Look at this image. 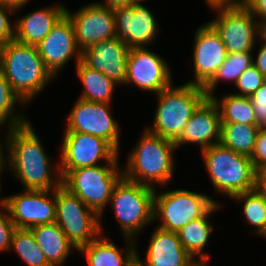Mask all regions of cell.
I'll return each instance as SVG.
<instances>
[{
  "label": "cell",
  "mask_w": 266,
  "mask_h": 266,
  "mask_svg": "<svg viewBox=\"0 0 266 266\" xmlns=\"http://www.w3.org/2000/svg\"><path fill=\"white\" fill-rule=\"evenodd\" d=\"M6 135L5 145L0 140V163L13 172L24 190H53L62 185L60 167L52 164L30 121L8 128Z\"/></svg>",
  "instance_id": "1"
},
{
  "label": "cell",
  "mask_w": 266,
  "mask_h": 266,
  "mask_svg": "<svg viewBox=\"0 0 266 266\" xmlns=\"http://www.w3.org/2000/svg\"><path fill=\"white\" fill-rule=\"evenodd\" d=\"M0 71L25 105L54 78L46 69L37 46L15 39L0 46Z\"/></svg>",
  "instance_id": "2"
},
{
  "label": "cell",
  "mask_w": 266,
  "mask_h": 266,
  "mask_svg": "<svg viewBox=\"0 0 266 266\" xmlns=\"http://www.w3.org/2000/svg\"><path fill=\"white\" fill-rule=\"evenodd\" d=\"M176 149L175 142L145 129L128 154L126 169H122L123 177L154 189L155 185H167L174 176Z\"/></svg>",
  "instance_id": "3"
},
{
  "label": "cell",
  "mask_w": 266,
  "mask_h": 266,
  "mask_svg": "<svg viewBox=\"0 0 266 266\" xmlns=\"http://www.w3.org/2000/svg\"><path fill=\"white\" fill-rule=\"evenodd\" d=\"M157 108L149 132L176 142L198 106L207 98L203 87L185 83L179 87L171 84L157 93Z\"/></svg>",
  "instance_id": "4"
},
{
  "label": "cell",
  "mask_w": 266,
  "mask_h": 266,
  "mask_svg": "<svg viewBox=\"0 0 266 266\" xmlns=\"http://www.w3.org/2000/svg\"><path fill=\"white\" fill-rule=\"evenodd\" d=\"M217 193L233 196L255 189V168L250 157L220 142L200 151Z\"/></svg>",
  "instance_id": "5"
},
{
  "label": "cell",
  "mask_w": 266,
  "mask_h": 266,
  "mask_svg": "<svg viewBox=\"0 0 266 266\" xmlns=\"http://www.w3.org/2000/svg\"><path fill=\"white\" fill-rule=\"evenodd\" d=\"M60 173L62 186L78 196L100 219L104 208L110 202L115 185L123 177L119 163L83 167Z\"/></svg>",
  "instance_id": "6"
},
{
  "label": "cell",
  "mask_w": 266,
  "mask_h": 266,
  "mask_svg": "<svg viewBox=\"0 0 266 266\" xmlns=\"http://www.w3.org/2000/svg\"><path fill=\"white\" fill-rule=\"evenodd\" d=\"M155 189L122 177L115 185L109 204L124 238L137 240L136 234L154 221Z\"/></svg>",
  "instance_id": "7"
},
{
  "label": "cell",
  "mask_w": 266,
  "mask_h": 266,
  "mask_svg": "<svg viewBox=\"0 0 266 266\" xmlns=\"http://www.w3.org/2000/svg\"><path fill=\"white\" fill-rule=\"evenodd\" d=\"M154 193V220L161 218L160 229L178 232L193 220L204 216L218 201L208 195L176 189Z\"/></svg>",
  "instance_id": "8"
},
{
  "label": "cell",
  "mask_w": 266,
  "mask_h": 266,
  "mask_svg": "<svg viewBox=\"0 0 266 266\" xmlns=\"http://www.w3.org/2000/svg\"><path fill=\"white\" fill-rule=\"evenodd\" d=\"M55 198V223L77 249L89 244L104 231L102 219L62 185L55 189Z\"/></svg>",
  "instance_id": "9"
},
{
  "label": "cell",
  "mask_w": 266,
  "mask_h": 266,
  "mask_svg": "<svg viewBox=\"0 0 266 266\" xmlns=\"http://www.w3.org/2000/svg\"><path fill=\"white\" fill-rule=\"evenodd\" d=\"M217 17L208 23L219 34L227 53L252 51L257 37L256 17L241 3L212 7Z\"/></svg>",
  "instance_id": "10"
},
{
  "label": "cell",
  "mask_w": 266,
  "mask_h": 266,
  "mask_svg": "<svg viewBox=\"0 0 266 266\" xmlns=\"http://www.w3.org/2000/svg\"><path fill=\"white\" fill-rule=\"evenodd\" d=\"M60 171L118 163L119 153L104 139L87 133L64 132L61 144Z\"/></svg>",
  "instance_id": "11"
},
{
  "label": "cell",
  "mask_w": 266,
  "mask_h": 266,
  "mask_svg": "<svg viewBox=\"0 0 266 266\" xmlns=\"http://www.w3.org/2000/svg\"><path fill=\"white\" fill-rule=\"evenodd\" d=\"M111 104L79 99L67 116L64 132H80L106 140L119 153L120 128L110 112Z\"/></svg>",
  "instance_id": "12"
},
{
  "label": "cell",
  "mask_w": 266,
  "mask_h": 266,
  "mask_svg": "<svg viewBox=\"0 0 266 266\" xmlns=\"http://www.w3.org/2000/svg\"><path fill=\"white\" fill-rule=\"evenodd\" d=\"M172 72L166 60L146 47L130 48L124 85L140 90L161 92L172 84Z\"/></svg>",
  "instance_id": "13"
},
{
  "label": "cell",
  "mask_w": 266,
  "mask_h": 266,
  "mask_svg": "<svg viewBox=\"0 0 266 266\" xmlns=\"http://www.w3.org/2000/svg\"><path fill=\"white\" fill-rule=\"evenodd\" d=\"M7 210L17 229L53 223L56 220L55 189L25 190L8 196Z\"/></svg>",
  "instance_id": "14"
},
{
  "label": "cell",
  "mask_w": 266,
  "mask_h": 266,
  "mask_svg": "<svg viewBox=\"0 0 266 266\" xmlns=\"http://www.w3.org/2000/svg\"><path fill=\"white\" fill-rule=\"evenodd\" d=\"M66 15L73 24L76 43L81 52L97 42L116 37L115 13L112 7L93 2L73 14L66 8Z\"/></svg>",
  "instance_id": "15"
},
{
  "label": "cell",
  "mask_w": 266,
  "mask_h": 266,
  "mask_svg": "<svg viewBox=\"0 0 266 266\" xmlns=\"http://www.w3.org/2000/svg\"><path fill=\"white\" fill-rule=\"evenodd\" d=\"M115 35L129 48L147 47L154 41L158 32V23L153 12L140 2L116 6Z\"/></svg>",
  "instance_id": "16"
},
{
  "label": "cell",
  "mask_w": 266,
  "mask_h": 266,
  "mask_svg": "<svg viewBox=\"0 0 266 266\" xmlns=\"http://www.w3.org/2000/svg\"><path fill=\"white\" fill-rule=\"evenodd\" d=\"M37 49L46 69L53 77H57L60 70L73 56L76 64L81 60V51L76 43L74 27L66 14L37 45Z\"/></svg>",
  "instance_id": "17"
},
{
  "label": "cell",
  "mask_w": 266,
  "mask_h": 266,
  "mask_svg": "<svg viewBox=\"0 0 266 266\" xmlns=\"http://www.w3.org/2000/svg\"><path fill=\"white\" fill-rule=\"evenodd\" d=\"M194 35V78L186 83L204 87L225 61L227 51L219 34L208 22Z\"/></svg>",
  "instance_id": "18"
},
{
  "label": "cell",
  "mask_w": 266,
  "mask_h": 266,
  "mask_svg": "<svg viewBox=\"0 0 266 266\" xmlns=\"http://www.w3.org/2000/svg\"><path fill=\"white\" fill-rule=\"evenodd\" d=\"M129 49L118 37H114L82 51L81 61L90 69L102 72L117 84L124 85Z\"/></svg>",
  "instance_id": "19"
},
{
  "label": "cell",
  "mask_w": 266,
  "mask_h": 266,
  "mask_svg": "<svg viewBox=\"0 0 266 266\" xmlns=\"http://www.w3.org/2000/svg\"><path fill=\"white\" fill-rule=\"evenodd\" d=\"M221 119L217 104L206 98L194 111L186 123L180 138L175 142L177 148L185 144H197L201 151L220 142Z\"/></svg>",
  "instance_id": "20"
},
{
  "label": "cell",
  "mask_w": 266,
  "mask_h": 266,
  "mask_svg": "<svg viewBox=\"0 0 266 266\" xmlns=\"http://www.w3.org/2000/svg\"><path fill=\"white\" fill-rule=\"evenodd\" d=\"M151 235L145 259L141 260L137 253L142 266H190L195 262L183 248L177 232L157 227Z\"/></svg>",
  "instance_id": "21"
},
{
  "label": "cell",
  "mask_w": 266,
  "mask_h": 266,
  "mask_svg": "<svg viewBox=\"0 0 266 266\" xmlns=\"http://www.w3.org/2000/svg\"><path fill=\"white\" fill-rule=\"evenodd\" d=\"M66 14V7L62 4L41 8L24 15L15 24V40L37 46Z\"/></svg>",
  "instance_id": "22"
},
{
  "label": "cell",
  "mask_w": 266,
  "mask_h": 266,
  "mask_svg": "<svg viewBox=\"0 0 266 266\" xmlns=\"http://www.w3.org/2000/svg\"><path fill=\"white\" fill-rule=\"evenodd\" d=\"M100 233L89 244L77 249L85 255L89 266H131L137 259L136 241L125 237L126 251L122 252L110 238ZM124 254V255H123Z\"/></svg>",
  "instance_id": "23"
},
{
  "label": "cell",
  "mask_w": 266,
  "mask_h": 266,
  "mask_svg": "<svg viewBox=\"0 0 266 266\" xmlns=\"http://www.w3.org/2000/svg\"><path fill=\"white\" fill-rule=\"evenodd\" d=\"M30 230L52 266H61L69 257L71 250H77L55 222L36 225Z\"/></svg>",
  "instance_id": "24"
},
{
  "label": "cell",
  "mask_w": 266,
  "mask_h": 266,
  "mask_svg": "<svg viewBox=\"0 0 266 266\" xmlns=\"http://www.w3.org/2000/svg\"><path fill=\"white\" fill-rule=\"evenodd\" d=\"M219 206H221L220 203H216L204 216L191 221L177 232L183 248L193 259L195 258V261L197 256L199 261H209L210 256L205 254L203 249L214 230L209 217Z\"/></svg>",
  "instance_id": "25"
},
{
  "label": "cell",
  "mask_w": 266,
  "mask_h": 266,
  "mask_svg": "<svg viewBox=\"0 0 266 266\" xmlns=\"http://www.w3.org/2000/svg\"><path fill=\"white\" fill-rule=\"evenodd\" d=\"M77 76L84 89L78 97L87 101L111 104L114 89L118 84L102 72L90 69L81 60L76 64Z\"/></svg>",
  "instance_id": "26"
},
{
  "label": "cell",
  "mask_w": 266,
  "mask_h": 266,
  "mask_svg": "<svg viewBox=\"0 0 266 266\" xmlns=\"http://www.w3.org/2000/svg\"><path fill=\"white\" fill-rule=\"evenodd\" d=\"M260 128L257 124L221 123L220 143L250 157Z\"/></svg>",
  "instance_id": "27"
},
{
  "label": "cell",
  "mask_w": 266,
  "mask_h": 266,
  "mask_svg": "<svg viewBox=\"0 0 266 266\" xmlns=\"http://www.w3.org/2000/svg\"><path fill=\"white\" fill-rule=\"evenodd\" d=\"M211 98L218 106L221 123L257 124L250 97L231 93L220 99L215 95Z\"/></svg>",
  "instance_id": "28"
},
{
  "label": "cell",
  "mask_w": 266,
  "mask_h": 266,
  "mask_svg": "<svg viewBox=\"0 0 266 266\" xmlns=\"http://www.w3.org/2000/svg\"><path fill=\"white\" fill-rule=\"evenodd\" d=\"M252 51L227 53L225 61L217 70L213 78L203 87L208 98L213 97L214 90L220 80L234 81L251 65H253Z\"/></svg>",
  "instance_id": "29"
},
{
  "label": "cell",
  "mask_w": 266,
  "mask_h": 266,
  "mask_svg": "<svg viewBox=\"0 0 266 266\" xmlns=\"http://www.w3.org/2000/svg\"><path fill=\"white\" fill-rule=\"evenodd\" d=\"M231 199L243 203L246 222L255 227L260 235L266 227V192L253 189L233 196Z\"/></svg>",
  "instance_id": "30"
},
{
  "label": "cell",
  "mask_w": 266,
  "mask_h": 266,
  "mask_svg": "<svg viewBox=\"0 0 266 266\" xmlns=\"http://www.w3.org/2000/svg\"><path fill=\"white\" fill-rule=\"evenodd\" d=\"M17 253L23 262L28 266H52L30 229H16L13 236L11 247Z\"/></svg>",
  "instance_id": "31"
},
{
  "label": "cell",
  "mask_w": 266,
  "mask_h": 266,
  "mask_svg": "<svg viewBox=\"0 0 266 266\" xmlns=\"http://www.w3.org/2000/svg\"><path fill=\"white\" fill-rule=\"evenodd\" d=\"M25 106L20 98L12 91L9 82L6 80L4 74L0 71V126L7 128L19 126L27 123L29 120L20 116L15 108L16 105ZM15 108V109H14ZM16 112H15V111ZM17 113V114H16Z\"/></svg>",
  "instance_id": "32"
},
{
  "label": "cell",
  "mask_w": 266,
  "mask_h": 266,
  "mask_svg": "<svg viewBox=\"0 0 266 266\" xmlns=\"http://www.w3.org/2000/svg\"><path fill=\"white\" fill-rule=\"evenodd\" d=\"M265 81L266 78L263 74L254 65H251L236 80L234 85L240 93L234 95L251 97Z\"/></svg>",
  "instance_id": "33"
},
{
  "label": "cell",
  "mask_w": 266,
  "mask_h": 266,
  "mask_svg": "<svg viewBox=\"0 0 266 266\" xmlns=\"http://www.w3.org/2000/svg\"><path fill=\"white\" fill-rule=\"evenodd\" d=\"M253 103L256 123L259 127H266V81L250 97Z\"/></svg>",
  "instance_id": "34"
},
{
  "label": "cell",
  "mask_w": 266,
  "mask_h": 266,
  "mask_svg": "<svg viewBox=\"0 0 266 266\" xmlns=\"http://www.w3.org/2000/svg\"><path fill=\"white\" fill-rule=\"evenodd\" d=\"M5 211L6 213L0 211V252L11 250L12 236L17 229L11 221L7 208Z\"/></svg>",
  "instance_id": "35"
},
{
  "label": "cell",
  "mask_w": 266,
  "mask_h": 266,
  "mask_svg": "<svg viewBox=\"0 0 266 266\" xmlns=\"http://www.w3.org/2000/svg\"><path fill=\"white\" fill-rule=\"evenodd\" d=\"M15 10L0 4V46L15 39V24L11 25L8 16Z\"/></svg>",
  "instance_id": "36"
},
{
  "label": "cell",
  "mask_w": 266,
  "mask_h": 266,
  "mask_svg": "<svg viewBox=\"0 0 266 266\" xmlns=\"http://www.w3.org/2000/svg\"><path fill=\"white\" fill-rule=\"evenodd\" d=\"M250 159L255 169L259 165L266 163V127L259 129Z\"/></svg>",
  "instance_id": "37"
},
{
  "label": "cell",
  "mask_w": 266,
  "mask_h": 266,
  "mask_svg": "<svg viewBox=\"0 0 266 266\" xmlns=\"http://www.w3.org/2000/svg\"><path fill=\"white\" fill-rule=\"evenodd\" d=\"M241 3L256 17H266V0H241Z\"/></svg>",
  "instance_id": "38"
},
{
  "label": "cell",
  "mask_w": 266,
  "mask_h": 266,
  "mask_svg": "<svg viewBox=\"0 0 266 266\" xmlns=\"http://www.w3.org/2000/svg\"><path fill=\"white\" fill-rule=\"evenodd\" d=\"M256 59L253 58V65L263 74L266 78V43H261Z\"/></svg>",
  "instance_id": "39"
},
{
  "label": "cell",
  "mask_w": 266,
  "mask_h": 266,
  "mask_svg": "<svg viewBox=\"0 0 266 266\" xmlns=\"http://www.w3.org/2000/svg\"><path fill=\"white\" fill-rule=\"evenodd\" d=\"M255 189L266 192V163L255 169Z\"/></svg>",
  "instance_id": "40"
},
{
  "label": "cell",
  "mask_w": 266,
  "mask_h": 266,
  "mask_svg": "<svg viewBox=\"0 0 266 266\" xmlns=\"http://www.w3.org/2000/svg\"><path fill=\"white\" fill-rule=\"evenodd\" d=\"M257 22V40H261V43H266V17L256 18Z\"/></svg>",
  "instance_id": "41"
},
{
  "label": "cell",
  "mask_w": 266,
  "mask_h": 266,
  "mask_svg": "<svg viewBox=\"0 0 266 266\" xmlns=\"http://www.w3.org/2000/svg\"><path fill=\"white\" fill-rule=\"evenodd\" d=\"M28 2L29 0H0V4L14 9L16 13L21 10Z\"/></svg>",
  "instance_id": "42"
},
{
  "label": "cell",
  "mask_w": 266,
  "mask_h": 266,
  "mask_svg": "<svg viewBox=\"0 0 266 266\" xmlns=\"http://www.w3.org/2000/svg\"><path fill=\"white\" fill-rule=\"evenodd\" d=\"M208 7H217V6H224V5H233L236 3L241 2V0H205Z\"/></svg>",
  "instance_id": "43"
},
{
  "label": "cell",
  "mask_w": 266,
  "mask_h": 266,
  "mask_svg": "<svg viewBox=\"0 0 266 266\" xmlns=\"http://www.w3.org/2000/svg\"><path fill=\"white\" fill-rule=\"evenodd\" d=\"M98 4L114 8L116 6L130 5V0H105L104 3L98 2Z\"/></svg>",
  "instance_id": "44"
},
{
  "label": "cell",
  "mask_w": 266,
  "mask_h": 266,
  "mask_svg": "<svg viewBox=\"0 0 266 266\" xmlns=\"http://www.w3.org/2000/svg\"><path fill=\"white\" fill-rule=\"evenodd\" d=\"M4 170L6 171L4 166L0 163V179H1L2 172L4 173ZM0 198H2V197H0ZM6 208H7V197H4L2 200L0 199V211H4ZM1 209H3V210H1Z\"/></svg>",
  "instance_id": "45"
},
{
  "label": "cell",
  "mask_w": 266,
  "mask_h": 266,
  "mask_svg": "<svg viewBox=\"0 0 266 266\" xmlns=\"http://www.w3.org/2000/svg\"><path fill=\"white\" fill-rule=\"evenodd\" d=\"M208 261H199L196 260L193 264H191L190 266H207ZM206 264V265H205Z\"/></svg>",
  "instance_id": "46"
},
{
  "label": "cell",
  "mask_w": 266,
  "mask_h": 266,
  "mask_svg": "<svg viewBox=\"0 0 266 266\" xmlns=\"http://www.w3.org/2000/svg\"><path fill=\"white\" fill-rule=\"evenodd\" d=\"M131 266H142L139 261H137V259L135 260V262L131 265Z\"/></svg>",
  "instance_id": "47"
},
{
  "label": "cell",
  "mask_w": 266,
  "mask_h": 266,
  "mask_svg": "<svg viewBox=\"0 0 266 266\" xmlns=\"http://www.w3.org/2000/svg\"><path fill=\"white\" fill-rule=\"evenodd\" d=\"M260 236H262L266 239V227H265L264 231L260 234Z\"/></svg>",
  "instance_id": "48"
},
{
  "label": "cell",
  "mask_w": 266,
  "mask_h": 266,
  "mask_svg": "<svg viewBox=\"0 0 266 266\" xmlns=\"http://www.w3.org/2000/svg\"><path fill=\"white\" fill-rule=\"evenodd\" d=\"M140 1H143V0H130V4L133 2H140Z\"/></svg>",
  "instance_id": "49"
}]
</instances>
